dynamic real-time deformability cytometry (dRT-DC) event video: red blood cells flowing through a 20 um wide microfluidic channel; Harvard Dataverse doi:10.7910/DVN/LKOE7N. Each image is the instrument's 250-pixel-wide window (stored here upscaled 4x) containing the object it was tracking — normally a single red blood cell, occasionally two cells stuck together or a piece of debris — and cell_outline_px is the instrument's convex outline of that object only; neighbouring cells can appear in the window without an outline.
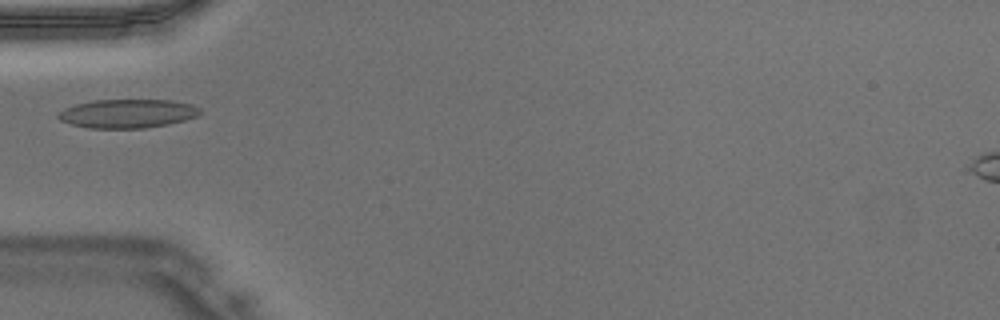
{"species": "Egyptian fruit bat (a non-hibernating species)", "species_latin": "Rousettus aegyptiacus", "temperature_condition": "warm", "stored_images_in_passage": 20, "camera_frame_rate_fps": 3000, "um_per_image_px": 0.085, "animal": {"sex": "male"}, "frame": {"image": 1, "passage_image": 1, "time_ms": 0.0, "image_size_px": [1000, 320], "cell_outline_px": [[200, 112], [196, 116], [184, 120], [168, 124], [144, 128], [88, 128], [72, 124], [60, 120], [56, 116], [64, 108], [76, 104], [92, 100], [172, 100], [192, 104], [200, 108]], "centroid_in_image_um": [10.83, 9.65], "position_along_channel_um": 74.2, "area_um2": 23.7}}